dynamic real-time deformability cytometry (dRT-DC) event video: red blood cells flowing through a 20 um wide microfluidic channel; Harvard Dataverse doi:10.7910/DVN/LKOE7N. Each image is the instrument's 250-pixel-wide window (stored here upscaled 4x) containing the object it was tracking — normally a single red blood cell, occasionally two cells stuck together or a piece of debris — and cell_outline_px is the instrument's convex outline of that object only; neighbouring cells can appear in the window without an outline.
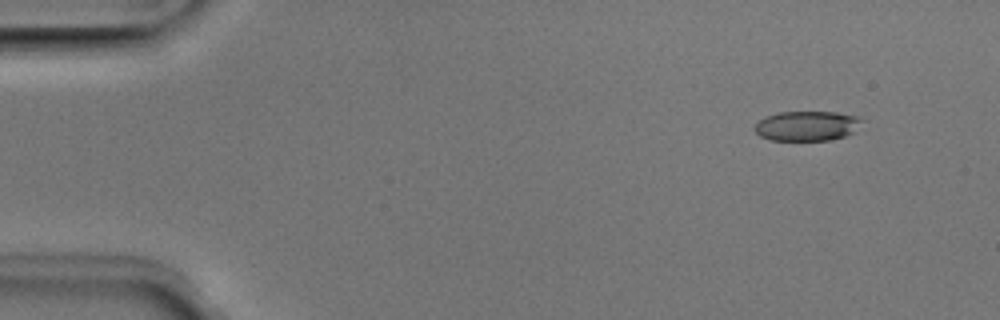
{"species": "Egyptian fruit bat (a non-hibernating species)", "species_latin": "Rousettus aegyptiacus", "temperature_condition": "room temperature", "stored_images_in_passage": 47, "camera_frame_rate_fps": 3000, "um_per_image_px": 0.085, "animal": {"sex": "male"}, "frame": {"image": 1, "passage_image": 1, "time_ms": 0.0, "image_size_px": [1000, 320], "cell_outline_px": [[864, 120], [852, 132], [844, 136], [828, 140], [772, 140], [760, 136], [756, 132], [756, 124], [764, 116], [780, 112], [836, 112], [860, 116]], "centroid_in_image_um": [68.61, 10.69], "position_along_channel_um": 16.4, "area_um2": 18.5}}
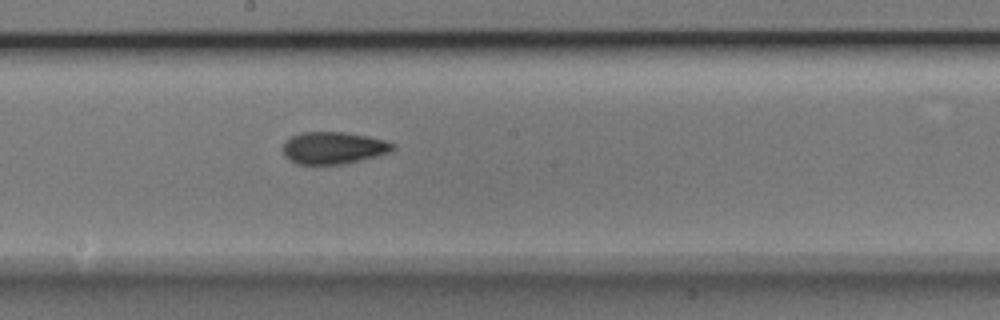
{"frame": {"image": 2, "passage_image": 24, "time_ms": 7.667, "image_size_px": [1000, 320], "cell_outline_px": [[396, 148], [388, 152], [376, 156], [344, 164], [296, 164], [284, 156], [284, 144], [292, 136], [300, 132], [344, 132], [368, 136], [384, 140], [396, 144]], "centroid_in_image_um": [28.36, 12.57], "position_along_channel_um": 219.8, "area_um2": 20.46}}
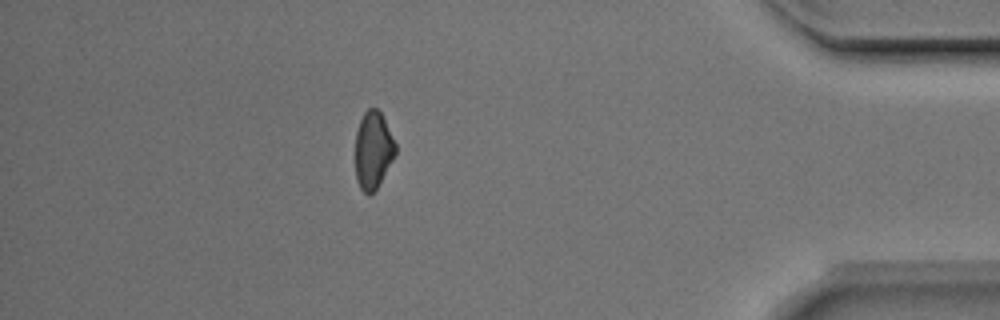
{"frame": {"image": 3, "passage_image": 41, "time_ms": 13.333, "image_size_px": [1000, 320], "cell_outline_px": [[396, 152], [392, 160], [376, 188], [368, 196], [360, 188], [356, 180], [356, 132], [360, 120], [364, 112], [368, 108], [376, 108], [380, 112], [396, 144]], "centroid_in_image_um": [31.7, 12.76], "position_along_channel_um": 403.5, "area_um2": 17.74}, "authors_computed_cell_mechanics": {"area_um2": 19.941, "velocity_mm_per_s": 4.0045, "shape_relaxation_time_tau1_ms": 4.7587, "shape_relaxation_time_tau2_ms": 3.2707, "deformation_change_tau1": 0.1192, "deformation_change_tau2": 0.0761}}